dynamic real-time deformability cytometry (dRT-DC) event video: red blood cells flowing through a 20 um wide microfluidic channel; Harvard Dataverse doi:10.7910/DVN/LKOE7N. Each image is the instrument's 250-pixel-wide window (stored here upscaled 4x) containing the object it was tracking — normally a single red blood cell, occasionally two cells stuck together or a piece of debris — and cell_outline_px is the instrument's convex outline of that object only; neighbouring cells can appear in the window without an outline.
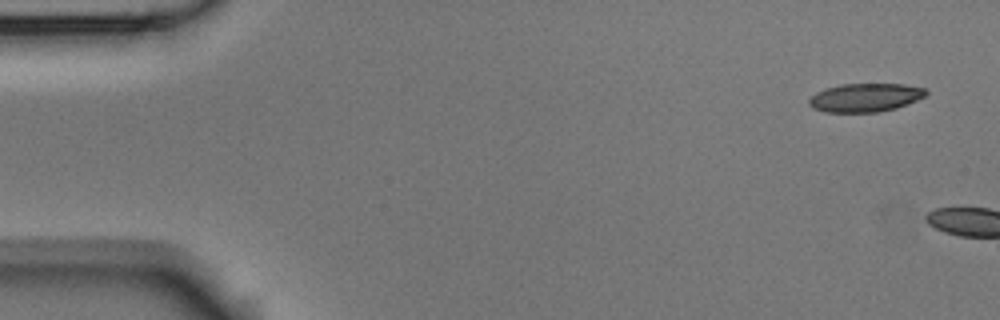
{"species": "Egyptian fruit bat (a non-hibernating species)", "species_latin": "Rousettus aegyptiacus", "temperature_condition": "room temperature", "stored_images_in_passage": 2, "camera_frame_rate_fps": 3000, "um_per_image_px": 0.085, "animal": {"sex": "male"}, "frame": {"image": 1, "passage_image": 1, "time_ms": 0.0, "image_size_px": [1000, 320], "cell_outline_px": [[928, 92], [924, 96], [916, 100], [896, 108], [880, 112], [824, 112], [812, 108], [808, 104], [808, 100], [816, 92], [824, 88], [840, 84], [904, 84], [924, 88]], "centroid_in_image_um": [73.5, 8.29], "position_along_channel_um": 11.5, "area_um2": 19.48}}